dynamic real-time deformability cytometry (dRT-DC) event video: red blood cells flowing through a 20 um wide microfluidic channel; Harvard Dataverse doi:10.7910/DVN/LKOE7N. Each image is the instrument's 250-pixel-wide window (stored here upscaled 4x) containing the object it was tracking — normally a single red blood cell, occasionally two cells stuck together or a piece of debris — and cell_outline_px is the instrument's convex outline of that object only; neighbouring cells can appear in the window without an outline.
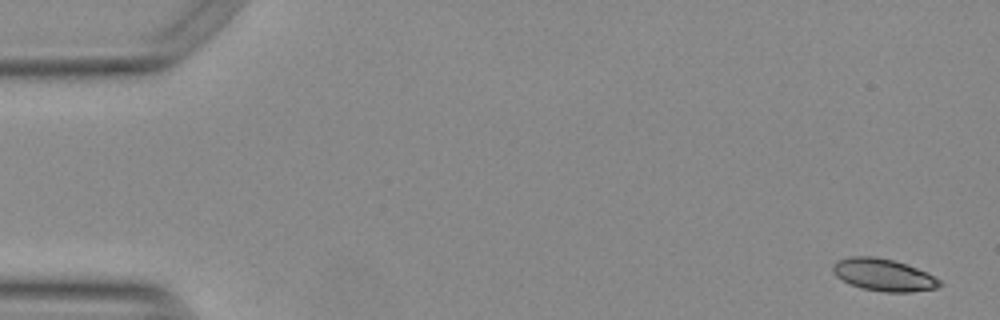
{"species": "Egyptian fruit bat (a non-hibernating species)", "species_latin": "Rousettus aegyptiacus", "temperature_condition": "warm", "stored_images_in_passage": 33, "camera_frame_rate_fps": 3000, "um_per_image_px": 0.085, "animal": {"sex": "female"}, "frame": {"image": 1, "passage_image": 1, "time_ms": 0.0, "image_size_px": [1000, 320], "cell_outline_px": [[944, 284], [936, 288], [912, 292], [884, 292], [864, 288], [852, 284], [836, 276], [832, 272], [832, 264], [836, 260], [848, 256], [876, 256], [892, 260], [916, 268], [940, 280]], "centroid_in_image_um": [75.06, 23.35], "position_along_channel_um": 9.9, "area_um2": 19.88}}
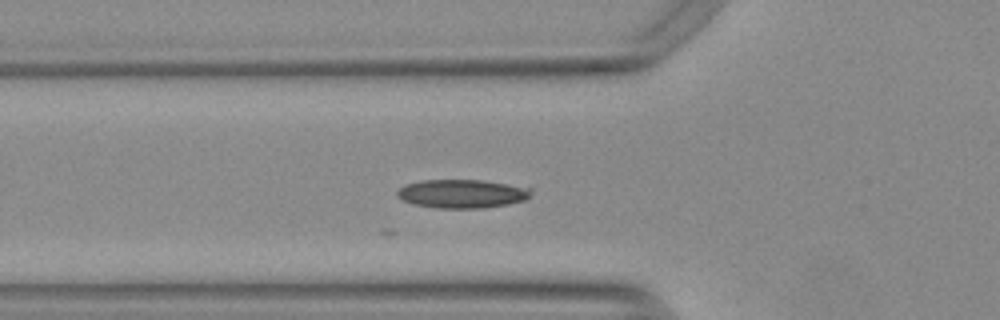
{"frame": {"image": 2, "passage_image": 18, "time_ms": 5.667, "image_size_px": [1000, 320], "cell_outline_px": [[532, 192], [528, 200], [508, 204], [484, 208], [432, 208], [400, 200], [396, 196], [396, 192], [404, 184], [420, 180], [484, 180], [532, 188]], "centroid_in_image_um": [39.27, 16.47], "position_along_channel_um": 86.5, "area_um2": 22.66}}
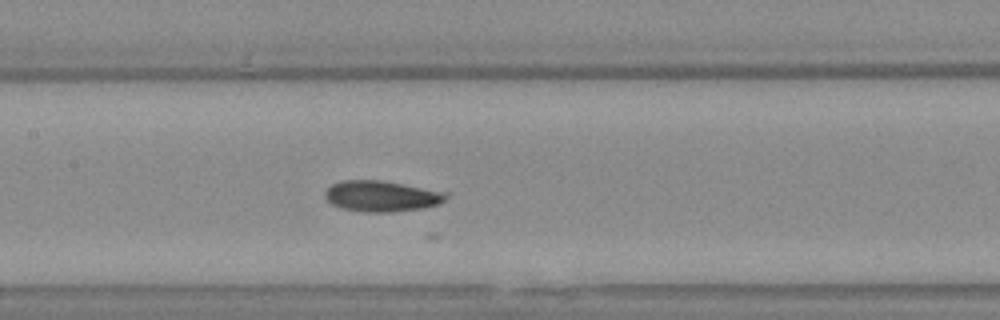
{"frame": {"image": 3, "passage_image": 25, "time_ms": 8.0, "image_size_px": [1000, 320], "cell_outline_px": [[452, 192], [444, 200], [436, 204], [424, 208], [388, 212], [364, 212], [340, 208], [332, 204], [324, 196], [324, 192], [332, 184], [344, 180], [380, 180]], "centroid_in_image_um": [32.46, 16.66], "position_along_channel_um": 174.9, "area_um2": 21.91}}